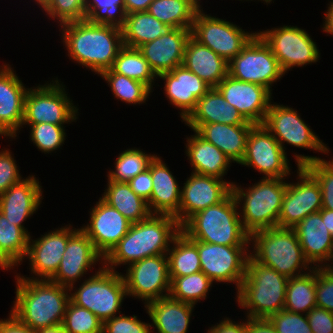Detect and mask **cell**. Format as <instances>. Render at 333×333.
Returning <instances> with one entry per match:
<instances>
[{
    "instance_id": "cell-1",
    "label": "cell",
    "mask_w": 333,
    "mask_h": 333,
    "mask_svg": "<svg viewBox=\"0 0 333 333\" xmlns=\"http://www.w3.org/2000/svg\"><path fill=\"white\" fill-rule=\"evenodd\" d=\"M67 55L98 76L111 69L123 46L121 28L79 20L60 25Z\"/></svg>"
},
{
    "instance_id": "cell-2",
    "label": "cell",
    "mask_w": 333,
    "mask_h": 333,
    "mask_svg": "<svg viewBox=\"0 0 333 333\" xmlns=\"http://www.w3.org/2000/svg\"><path fill=\"white\" fill-rule=\"evenodd\" d=\"M180 232L181 226L174 216L151 214L131 224L127 234L104 258L103 265L116 271L121 264L129 266L147 257L167 254Z\"/></svg>"
},
{
    "instance_id": "cell-3",
    "label": "cell",
    "mask_w": 333,
    "mask_h": 333,
    "mask_svg": "<svg viewBox=\"0 0 333 333\" xmlns=\"http://www.w3.org/2000/svg\"><path fill=\"white\" fill-rule=\"evenodd\" d=\"M16 278V296L10 310L19 321L37 331L63 323L70 301L69 288L50 280Z\"/></svg>"
},
{
    "instance_id": "cell-4",
    "label": "cell",
    "mask_w": 333,
    "mask_h": 333,
    "mask_svg": "<svg viewBox=\"0 0 333 333\" xmlns=\"http://www.w3.org/2000/svg\"><path fill=\"white\" fill-rule=\"evenodd\" d=\"M288 280L249 255L245 276L235 298L238 307L247 310V318L268 319L284 309Z\"/></svg>"
},
{
    "instance_id": "cell-5",
    "label": "cell",
    "mask_w": 333,
    "mask_h": 333,
    "mask_svg": "<svg viewBox=\"0 0 333 333\" xmlns=\"http://www.w3.org/2000/svg\"><path fill=\"white\" fill-rule=\"evenodd\" d=\"M237 202L231 192L223 201L191 216L181 231L190 239L225 246H250Z\"/></svg>"
},
{
    "instance_id": "cell-6",
    "label": "cell",
    "mask_w": 333,
    "mask_h": 333,
    "mask_svg": "<svg viewBox=\"0 0 333 333\" xmlns=\"http://www.w3.org/2000/svg\"><path fill=\"white\" fill-rule=\"evenodd\" d=\"M249 243L253 245V252L249 254L254 260L287 278L303 275L315 268L306 259L293 228L258 230L250 234Z\"/></svg>"
},
{
    "instance_id": "cell-7",
    "label": "cell",
    "mask_w": 333,
    "mask_h": 333,
    "mask_svg": "<svg viewBox=\"0 0 333 333\" xmlns=\"http://www.w3.org/2000/svg\"><path fill=\"white\" fill-rule=\"evenodd\" d=\"M261 178L246 189L236 183L232 185L242 225L249 234L278 227L282 199L287 187L285 178Z\"/></svg>"
},
{
    "instance_id": "cell-8",
    "label": "cell",
    "mask_w": 333,
    "mask_h": 333,
    "mask_svg": "<svg viewBox=\"0 0 333 333\" xmlns=\"http://www.w3.org/2000/svg\"><path fill=\"white\" fill-rule=\"evenodd\" d=\"M101 266L79 288L71 286L69 293L72 303L88 309L104 323L121 313L120 307L128 296L122 273Z\"/></svg>"
},
{
    "instance_id": "cell-9",
    "label": "cell",
    "mask_w": 333,
    "mask_h": 333,
    "mask_svg": "<svg viewBox=\"0 0 333 333\" xmlns=\"http://www.w3.org/2000/svg\"><path fill=\"white\" fill-rule=\"evenodd\" d=\"M59 82L56 78L50 83L28 89L22 128L40 123L64 125L76 122L79 109L65 91L63 82Z\"/></svg>"
},
{
    "instance_id": "cell-10",
    "label": "cell",
    "mask_w": 333,
    "mask_h": 333,
    "mask_svg": "<svg viewBox=\"0 0 333 333\" xmlns=\"http://www.w3.org/2000/svg\"><path fill=\"white\" fill-rule=\"evenodd\" d=\"M271 48L286 74L294 67H302L320 60V51L308 32L297 26L283 25L257 32Z\"/></svg>"
},
{
    "instance_id": "cell-11",
    "label": "cell",
    "mask_w": 333,
    "mask_h": 333,
    "mask_svg": "<svg viewBox=\"0 0 333 333\" xmlns=\"http://www.w3.org/2000/svg\"><path fill=\"white\" fill-rule=\"evenodd\" d=\"M257 32L245 31L238 25L205 14L203 8L196 12L191 36L200 44L207 46L226 62H230Z\"/></svg>"
},
{
    "instance_id": "cell-12",
    "label": "cell",
    "mask_w": 333,
    "mask_h": 333,
    "mask_svg": "<svg viewBox=\"0 0 333 333\" xmlns=\"http://www.w3.org/2000/svg\"><path fill=\"white\" fill-rule=\"evenodd\" d=\"M228 75L240 81L261 85L272 92L274 82L285 76V73L271 48L256 34L228 63Z\"/></svg>"
},
{
    "instance_id": "cell-13",
    "label": "cell",
    "mask_w": 333,
    "mask_h": 333,
    "mask_svg": "<svg viewBox=\"0 0 333 333\" xmlns=\"http://www.w3.org/2000/svg\"><path fill=\"white\" fill-rule=\"evenodd\" d=\"M126 267V274H122V277L127 296L142 300L144 306L151 301L169 296L167 254L147 257Z\"/></svg>"
},
{
    "instance_id": "cell-14",
    "label": "cell",
    "mask_w": 333,
    "mask_h": 333,
    "mask_svg": "<svg viewBox=\"0 0 333 333\" xmlns=\"http://www.w3.org/2000/svg\"><path fill=\"white\" fill-rule=\"evenodd\" d=\"M261 125L274 136L284 151L286 150L285 142L293 147L312 149L324 154L330 151L298 112L291 107L271 102Z\"/></svg>"
},
{
    "instance_id": "cell-15",
    "label": "cell",
    "mask_w": 333,
    "mask_h": 333,
    "mask_svg": "<svg viewBox=\"0 0 333 333\" xmlns=\"http://www.w3.org/2000/svg\"><path fill=\"white\" fill-rule=\"evenodd\" d=\"M197 248L201 271L214 283H235L238 291L245 276L250 247L197 241Z\"/></svg>"
},
{
    "instance_id": "cell-16",
    "label": "cell",
    "mask_w": 333,
    "mask_h": 333,
    "mask_svg": "<svg viewBox=\"0 0 333 333\" xmlns=\"http://www.w3.org/2000/svg\"><path fill=\"white\" fill-rule=\"evenodd\" d=\"M252 167L263 178H285L291 173L287 152L262 125H254L248 135L243 159L239 163Z\"/></svg>"
},
{
    "instance_id": "cell-17",
    "label": "cell",
    "mask_w": 333,
    "mask_h": 333,
    "mask_svg": "<svg viewBox=\"0 0 333 333\" xmlns=\"http://www.w3.org/2000/svg\"><path fill=\"white\" fill-rule=\"evenodd\" d=\"M297 177L296 183L287 182L278 227L294 228L322 208V192L317 180L304 167H297Z\"/></svg>"
},
{
    "instance_id": "cell-18",
    "label": "cell",
    "mask_w": 333,
    "mask_h": 333,
    "mask_svg": "<svg viewBox=\"0 0 333 333\" xmlns=\"http://www.w3.org/2000/svg\"><path fill=\"white\" fill-rule=\"evenodd\" d=\"M77 230L69 224L65 227L55 228L36 240L31 239L30 236L26 257L29 258L31 274L37 277H25L21 274L18 277L32 280H50L60 266L68 239Z\"/></svg>"
},
{
    "instance_id": "cell-19",
    "label": "cell",
    "mask_w": 333,
    "mask_h": 333,
    "mask_svg": "<svg viewBox=\"0 0 333 333\" xmlns=\"http://www.w3.org/2000/svg\"><path fill=\"white\" fill-rule=\"evenodd\" d=\"M216 88L225 101L254 125H261L272 100V92L261 85L237 80L227 75Z\"/></svg>"
},
{
    "instance_id": "cell-20",
    "label": "cell",
    "mask_w": 333,
    "mask_h": 333,
    "mask_svg": "<svg viewBox=\"0 0 333 333\" xmlns=\"http://www.w3.org/2000/svg\"><path fill=\"white\" fill-rule=\"evenodd\" d=\"M235 182H227L214 176L191 173L181 187L179 224L182 226L191 216L223 201Z\"/></svg>"
},
{
    "instance_id": "cell-21",
    "label": "cell",
    "mask_w": 333,
    "mask_h": 333,
    "mask_svg": "<svg viewBox=\"0 0 333 333\" xmlns=\"http://www.w3.org/2000/svg\"><path fill=\"white\" fill-rule=\"evenodd\" d=\"M90 211L89 224L87 222L80 229L92 241L95 250L105 258L127 234L132 223L101 198Z\"/></svg>"
},
{
    "instance_id": "cell-22",
    "label": "cell",
    "mask_w": 333,
    "mask_h": 333,
    "mask_svg": "<svg viewBox=\"0 0 333 333\" xmlns=\"http://www.w3.org/2000/svg\"><path fill=\"white\" fill-rule=\"evenodd\" d=\"M97 262L103 264L104 258L95 250L92 241L80 229L68 239L65 252L56 274L50 281L70 288L80 280Z\"/></svg>"
},
{
    "instance_id": "cell-23",
    "label": "cell",
    "mask_w": 333,
    "mask_h": 333,
    "mask_svg": "<svg viewBox=\"0 0 333 333\" xmlns=\"http://www.w3.org/2000/svg\"><path fill=\"white\" fill-rule=\"evenodd\" d=\"M26 88L9 64L0 67V135L17 136L24 119ZM20 128V129H19Z\"/></svg>"
},
{
    "instance_id": "cell-24",
    "label": "cell",
    "mask_w": 333,
    "mask_h": 333,
    "mask_svg": "<svg viewBox=\"0 0 333 333\" xmlns=\"http://www.w3.org/2000/svg\"><path fill=\"white\" fill-rule=\"evenodd\" d=\"M190 29L170 28L162 36L141 45L138 49L156 76L183 65Z\"/></svg>"
},
{
    "instance_id": "cell-25",
    "label": "cell",
    "mask_w": 333,
    "mask_h": 333,
    "mask_svg": "<svg viewBox=\"0 0 333 333\" xmlns=\"http://www.w3.org/2000/svg\"><path fill=\"white\" fill-rule=\"evenodd\" d=\"M164 82V92L170 103L180 109L184 121L195 109L197 101L211 88L204 80L184 65L157 76Z\"/></svg>"
},
{
    "instance_id": "cell-26",
    "label": "cell",
    "mask_w": 333,
    "mask_h": 333,
    "mask_svg": "<svg viewBox=\"0 0 333 333\" xmlns=\"http://www.w3.org/2000/svg\"><path fill=\"white\" fill-rule=\"evenodd\" d=\"M36 178L35 175L23 178L0 195V212L29 235L23 222L37 212L44 199L42 186Z\"/></svg>"
},
{
    "instance_id": "cell-27",
    "label": "cell",
    "mask_w": 333,
    "mask_h": 333,
    "mask_svg": "<svg viewBox=\"0 0 333 333\" xmlns=\"http://www.w3.org/2000/svg\"><path fill=\"white\" fill-rule=\"evenodd\" d=\"M161 159L156 155L148 168L152 177L148 208L151 214L174 216L179 223L181 189L173 173Z\"/></svg>"
},
{
    "instance_id": "cell-28",
    "label": "cell",
    "mask_w": 333,
    "mask_h": 333,
    "mask_svg": "<svg viewBox=\"0 0 333 333\" xmlns=\"http://www.w3.org/2000/svg\"><path fill=\"white\" fill-rule=\"evenodd\" d=\"M293 229L306 259L313 267H322L328 261L333 237L326 228L320 211L308 215Z\"/></svg>"
},
{
    "instance_id": "cell-29",
    "label": "cell",
    "mask_w": 333,
    "mask_h": 333,
    "mask_svg": "<svg viewBox=\"0 0 333 333\" xmlns=\"http://www.w3.org/2000/svg\"><path fill=\"white\" fill-rule=\"evenodd\" d=\"M184 122L194 131L202 124L243 125L247 121L233 106L225 101L216 87H211L197 101L195 109Z\"/></svg>"
},
{
    "instance_id": "cell-30",
    "label": "cell",
    "mask_w": 333,
    "mask_h": 333,
    "mask_svg": "<svg viewBox=\"0 0 333 333\" xmlns=\"http://www.w3.org/2000/svg\"><path fill=\"white\" fill-rule=\"evenodd\" d=\"M253 123L226 125L218 123L199 125L194 131L205 141L221 150L232 163H240L245 154L247 138Z\"/></svg>"
},
{
    "instance_id": "cell-31",
    "label": "cell",
    "mask_w": 333,
    "mask_h": 333,
    "mask_svg": "<svg viewBox=\"0 0 333 333\" xmlns=\"http://www.w3.org/2000/svg\"><path fill=\"white\" fill-rule=\"evenodd\" d=\"M145 308L156 333H187L195 307L165 296L147 303Z\"/></svg>"
},
{
    "instance_id": "cell-32",
    "label": "cell",
    "mask_w": 333,
    "mask_h": 333,
    "mask_svg": "<svg viewBox=\"0 0 333 333\" xmlns=\"http://www.w3.org/2000/svg\"><path fill=\"white\" fill-rule=\"evenodd\" d=\"M183 65L211 87L228 75V62L192 36L186 43Z\"/></svg>"
},
{
    "instance_id": "cell-33",
    "label": "cell",
    "mask_w": 333,
    "mask_h": 333,
    "mask_svg": "<svg viewBox=\"0 0 333 333\" xmlns=\"http://www.w3.org/2000/svg\"><path fill=\"white\" fill-rule=\"evenodd\" d=\"M194 133L187 138L185 151L193 169L192 172L223 180L232 161L215 145L205 141L195 131Z\"/></svg>"
},
{
    "instance_id": "cell-34",
    "label": "cell",
    "mask_w": 333,
    "mask_h": 333,
    "mask_svg": "<svg viewBox=\"0 0 333 333\" xmlns=\"http://www.w3.org/2000/svg\"><path fill=\"white\" fill-rule=\"evenodd\" d=\"M106 186L101 199L118 210L132 224L151 215L147 201L138 196L128 183L108 181Z\"/></svg>"
},
{
    "instance_id": "cell-35",
    "label": "cell",
    "mask_w": 333,
    "mask_h": 333,
    "mask_svg": "<svg viewBox=\"0 0 333 333\" xmlns=\"http://www.w3.org/2000/svg\"><path fill=\"white\" fill-rule=\"evenodd\" d=\"M30 235L0 212V268L10 270L26 259ZM21 263V264H20Z\"/></svg>"
},
{
    "instance_id": "cell-36",
    "label": "cell",
    "mask_w": 333,
    "mask_h": 333,
    "mask_svg": "<svg viewBox=\"0 0 333 333\" xmlns=\"http://www.w3.org/2000/svg\"><path fill=\"white\" fill-rule=\"evenodd\" d=\"M168 29L148 11L127 14L121 27L123 45L139 48L162 36Z\"/></svg>"
},
{
    "instance_id": "cell-37",
    "label": "cell",
    "mask_w": 333,
    "mask_h": 333,
    "mask_svg": "<svg viewBox=\"0 0 333 333\" xmlns=\"http://www.w3.org/2000/svg\"><path fill=\"white\" fill-rule=\"evenodd\" d=\"M200 8L198 0H154L147 11L169 28L191 30Z\"/></svg>"
},
{
    "instance_id": "cell-38",
    "label": "cell",
    "mask_w": 333,
    "mask_h": 333,
    "mask_svg": "<svg viewBox=\"0 0 333 333\" xmlns=\"http://www.w3.org/2000/svg\"><path fill=\"white\" fill-rule=\"evenodd\" d=\"M167 252L170 281L201 271L197 241L188 238L182 231L172 241Z\"/></svg>"
},
{
    "instance_id": "cell-39",
    "label": "cell",
    "mask_w": 333,
    "mask_h": 333,
    "mask_svg": "<svg viewBox=\"0 0 333 333\" xmlns=\"http://www.w3.org/2000/svg\"><path fill=\"white\" fill-rule=\"evenodd\" d=\"M316 268L303 275L289 278L284 309L307 314L316 305Z\"/></svg>"
},
{
    "instance_id": "cell-40",
    "label": "cell",
    "mask_w": 333,
    "mask_h": 333,
    "mask_svg": "<svg viewBox=\"0 0 333 333\" xmlns=\"http://www.w3.org/2000/svg\"><path fill=\"white\" fill-rule=\"evenodd\" d=\"M111 69L117 74L146 84L151 90L154 81L158 79L140 50L125 45L119 50Z\"/></svg>"
},
{
    "instance_id": "cell-41",
    "label": "cell",
    "mask_w": 333,
    "mask_h": 333,
    "mask_svg": "<svg viewBox=\"0 0 333 333\" xmlns=\"http://www.w3.org/2000/svg\"><path fill=\"white\" fill-rule=\"evenodd\" d=\"M297 167H304L319 183L322 208L333 210V159L326 161L319 156L294 155Z\"/></svg>"
},
{
    "instance_id": "cell-42",
    "label": "cell",
    "mask_w": 333,
    "mask_h": 333,
    "mask_svg": "<svg viewBox=\"0 0 333 333\" xmlns=\"http://www.w3.org/2000/svg\"><path fill=\"white\" fill-rule=\"evenodd\" d=\"M213 282L202 272L175 277L170 281L169 296L191 305L207 297Z\"/></svg>"
},
{
    "instance_id": "cell-43",
    "label": "cell",
    "mask_w": 333,
    "mask_h": 333,
    "mask_svg": "<svg viewBox=\"0 0 333 333\" xmlns=\"http://www.w3.org/2000/svg\"><path fill=\"white\" fill-rule=\"evenodd\" d=\"M100 76L107 81L116 100L119 99L129 105L146 103L149 94L153 92L146 84L117 74L112 69L103 71Z\"/></svg>"
},
{
    "instance_id": "cell-44",
    "label": "cell",
    "mask_w": 333,
    "mask_h": 333,
    "mask_svg": "<svg viewBox=\"0 0 333 333\" xmlns=\"http://www.w3.org/2000/svg\"><path fill=\"white\" fill-rule=\"evenodd\" d=\"M155 156L143 152L140 148L126 149L118 155L114 170L107 173V181L128 183L136 175L147 170Z\"/></svg>"
},
{
    "instance_id": "cell-45",
    "label": "cell",
    "mask_w": 333,
    "mask_h": 333,
    "mask_svg": "<svg viewBox=\"0 0 333 333\" xmlns=\"http://www.w3.org/2000/svg\"><path fill=\"white\" fill-rule=\"evenodd\" d=\"M124 0H85V19L121 28L126 19Z\"/></svg>"
},
{
    "instance_id": "cell-46",
    "label": "cell",
    "mask_w": 333,
    "mask_h": 333,
    "mask_svg": "<svg viewBox=\"0 0 333 333\" xmlns=\"http://www.w3.org/2000/svg\"><path fill=\"white\" fill-rule=\"evenodd\" d=\"M67 333H103V322L86 308L69 301L62 323Z\"/></svg>"
},
{
    "instance_id": "cell-47",
    "label": "cell",
    "mask_w": 333,
    "mask_h": 333,
    "mask_svg": "<svg viewBox=\"0 0 333 333\" xmlns=\"http://www.w3.org/2000/svg\"><path fill=\"white\" fill-rule=\"evenodd\" d=\"M29 126L31 129L30 141L45 154L61 149L66 140V126L64 125L40 123Z\"/></svg>"
},
{
    "instance_id": "cell-48",
    "label": "cell",
    "mask_w": 333,
    "mask_h": 333,
    "mask_svg": "<svg viewBox=\"0 0 333 333\" xmlns=\"http://www.w3.org/2000/svg\"><path fill=\"white\" fill-rule=\"evenodd\" d=\"M42 10L60 26L85 19V0H49Z\"/></svg>"
},
{
    "instance_id": "cell-49",
    "label": "cell",
    "mask_w": 333,
    "mask_h": 333,
    "mask_svg": "<svg viewBox=\"0 0 333 333\" xmlns=\"http://www.w3.org/2000/svg\"><path fill=\"white\" fill-rule=\"evenodd\" d=\"M277 333H312L307 315L285 309L268 318Z\"/></svg>"
},
{
    "instance_id": "cell-50",
    "label": "cell",
    "mask_w": 333,
    "mask_h": 333,
    "mask_svg": "<svg viewBox=\"0 0 333 333\" xmlns=\"http://www.w3.org/2000/svg\"><path fill=\"white\" fill-rule=\"evenodd\" d=\"M150 323L142 322L137 316L119 314L103 323V333H151Z\"/></svg>"
},
{
    "instance_id": "cell-51",
    "label": "cell",
    "mask_w": 333,
    "mask_h": 333,
    "mask_svg": "<svg viewBox=\"0 0 333 333\" xmlns=\"http://www.w3.org/2000/svg\"><path fill=\"white\" fill-rule=\"evenodd\" d=\"M316 305L333 313V270L316 268Z\"/></svg>"
},
{
    "instance_id": "cell-52",
    "label": "cell",
    "mask_w": 333,
    "mask_h": 333,
    "mask_svg": "<svg viewBox=\"0 0 333 333\" xmlns=\"http://www.w3.org/2000/svg\"><path fill=\"white\" fill-rule=\"evenodd\" d=\"M11 150H0V195L7 191L13 184L18 183L23 177L19 173L16 160Z\"/></svg>"
},
{
    "instance_id": "cell-53",
    "label": "cell",
    "mask_w": 333,
    "mask_h": 333,
    "mask_svg": "<svg viewBox=\"0 0 333 333\" xmlns=\"http://www.w3.org/2000/svg\"><path fill=\"white\" fill-rule=\"evenodd\" d=\"M306 315L312 333H333V313L326 309L315 307Z\"/></svg>"
},
{
    "instance_id": "cell-54",
    "label": "cell",
    "mask_w": 333,
    "mask_h": 333,
    "mask_svg": "<svg viewBox=\"0 0 333 333\" xmlns=\"http://www.w3.org/2000/svg\"><path fill=\"white\" fill-rule=\"evenodd\" d=\"M128 184L131 189L145 201H148L152 192V177L149 169L132 178Z\"/></svg>"
},
{
    "instance_id": "cell-55",
    "label": "cell",
    "mask_w": 333,
    "mask_h": 333,
    "mask_svg": "<svg viewBox=\"0 0 333 333\" xmlns=\"http://www.w3.org/2000/svg\"><path fill=\"white\" fill-rule=\"evenodd\" d=\"M245 322H235L230 318L225 317L215 325L209 327L208 333H247V317Z\"/></svg>"
},
{
    "instance_id": "cell-56",
    "label": "cell",
    "mask_w": 333,
    "mask_h": 333,
    "mask_svg": "<svg viewBox=\"0 0 333 333\" xmlns=\"http://www.w3.org/2000/svg\"><path fill=\"white\" fill-rule=\"evenodd\" d=\"M0 333H36V331L23 324L12 313H9L7 319H0Z\"/></svg>"
},
{
    "instance_id": "cell-57",
    "label": "cell",
    "mask_w": 333,
    "mask_h": 333,
    "mask_svg": "<svg viewBox=\"0 0 333 333\" xmlns=\"http://www.w3.org/2000/svg\"><path fill=\"white\" fill-rule=\"evenodd\" d=\"M247 333H277L268 319L247 318Z\"/></svg>"
},
{
    "instance_id": "cell-58",
    "label": "cell",
    "mask_w": 333,
    "mask_h": 333,
    "mask_svg": "<svg viewBox=\"0 0 333 333\" xmlns=\"http://www.w3.org/2000/svg\"><path fill=\"white\" fill-rule=\"evenodd\" d=\"M154 0H124L126 14L147 11Z\"/></svg>"
},
{
    "instance_id": "cell-59",
    "label": "cell",
    "mask_w": 333,
    "mask_h": 333,
    "mask_svg": "<svg viewBox=\"0 0 333 333\" xmlns=\"http://www.w3.org/2000/svg\"><path fill=\"white\" fill-rule=\"evenodd\" d=\"M328 10L325 12L324 23H323V32H326L333 36V0L328 4Z\"/></svg>"
},
{
    "instance_id": "cell-60",
    "label": "cell",
    "mask_w": 333,
    "mask_h": 333,
    "mask_svg": "<svg viewBox=\"0 0 333 333\" xmlns=\"http://www.w3.org/2000/svg\"><path fill=\"white\" fill-rule=\"evenodd\" d=\"M320 213L322 219H325L326 228L329 230L330 234L333 237V210L321 208Z\"/></svg>"
},
{
    "instance_id": "cell-61",
    "label": "cell",
    "mask_w": 333,
    "mask_h": 333,
    "mask_svg": "<svg viewBox=\"0 0 333 333\" xmlns=\"http://www.w3.org/2000/svg\"><path fill=\"white\" fill-rule=\"evenodd\" d=\"M36 333H67L62 324L52 327L42 328L36 331Z\"/></svg>"
},
{
    "instance_id": "cell-62",
    "label": "cell",
    "mask_w": 333,
    "mask_h": 333,
    "mask_svg": "<svg viewBox=\"0 0 333 333\" xmlns=\"http://www.w3.org/2000/svg\"><path fill=\"white\" fill-rule=\"evenodd\" d=\"M332 261V263L330 264L329 262ZM333 243H332V247H331V251H330V254H329V258H328V261L322 266L324 268H327L329 270H333Z\"/></svg>"
},
{
    "instance_id": "cell-63",
    "label": "cell",
    "mask_w": 333,
    "mask_h": 333,
    "mask_svg": "<svg viewBox=\"0 0 333 333\" xmlns=\"http://www.w3.org/2000/svg\"><path fill=\"white\" fill-rule=\"evenodd\" d=\"M36 2L37 5H39V7L41 6V8H43L48 2L49 0H34Z\"/></svg>"
},
{
    "instance_id": "cell-64",
    "label": "cell",
    "mask_w": 333,
    "mask_h": 333,
    "mask_svg": "<svg viewBox=\"0 0 333 333\" xmlns=\"http://www.w3.org/2000/svg\"><path fill=\"white\" fill-rule=\"evenodd\" d=\"M240 1H242V0H240ZM246 1H250V0H246ZM251 1H253V0H251ZM258 1H259V0H258ZM261 1H264V4L267 3V5H268V4H270L273 0H261Z\"/></svg>"
}]
</instances>
